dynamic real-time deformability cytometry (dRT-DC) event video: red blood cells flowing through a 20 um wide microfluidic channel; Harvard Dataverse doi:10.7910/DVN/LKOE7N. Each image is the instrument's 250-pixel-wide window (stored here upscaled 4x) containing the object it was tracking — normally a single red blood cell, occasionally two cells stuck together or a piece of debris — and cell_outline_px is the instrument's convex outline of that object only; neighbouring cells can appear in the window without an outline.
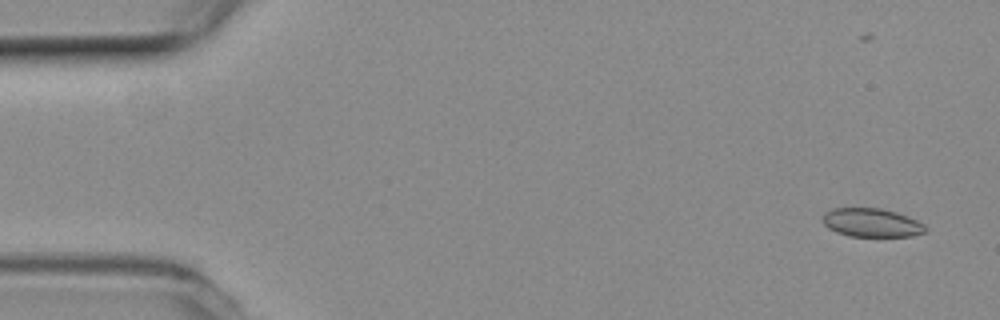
{"species": "common noctule bat (a hibernating species)", "species_latin": "Nyctalus noctula", "temperature_condition": "room temperature", "stored_images_in_passage": 58, "camera_frame_rate_fps": 3000, "um_per_image_px": 0.085, "animal": {"sex": "female", "body_mass_g": 19.3, "forearm_length_mm": 54.1}, "frame": {"image": 1, "passage_image": 6, "time_ms": 1.667, "image_size_px": [1000, 320], "cell_outline_px": [[928, 228], [924, 232], [912, 236], [848, 236], [836, 232], [828, 228], [820, 220], [824, 212], [832, 208], [880, 208], [896, 212], [908, 216], [924, 224]], "centroid_in_image_um": [74.05, 18.92], "position_along_channel_um": 11.0, "area_um2": 17.28}}
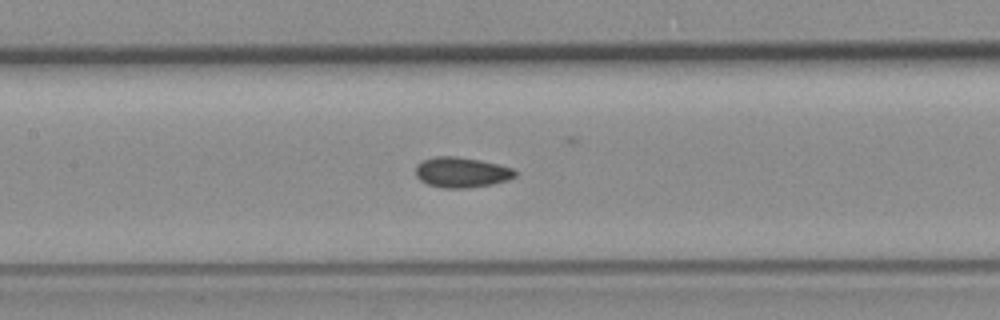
{"frame": {"image": 2, "passage_image": 28, "time_ms": 9.0, "image_size_px": [1000, 320], "cell_outline_px": [[516, 176], [508, 180], [492, 184], [468, 188], [444, 188], [428, 184], [420, 180], [416, 176], [416, 164], [424, 160], [436, 156], [456, 156], [480, 160], [500, 164], [516, 168]], "centroid_in_image_um": [39.27, 14.64], "position_along_channel_um": 168.1, "area_um2": 17.74}}
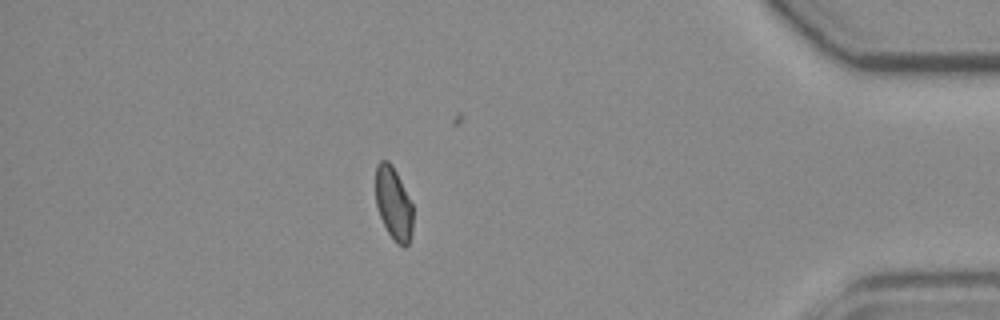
{"frame": {"image": 3, "passage_image": 50, "time_ms": 16.333, "image_size_px": [1000, 320], "cell_outline_px": [[412, 232], [408, 244], [404, 248], [396, 244], [388, 232], [380, 216], [376, 204], [376, 164], [380, 160], [388, 160], [392, 164], [412, 204]], "centroid_in_image_um": [33.44, 17.31], "position_along_channel_um": 401.8, "area_um2": 15.78}, "authors_computed_cell_mechanics": {"area_um2": 17.051, "velocity_mm_per_s": 3.8279, "shape_relaxation_time_tau1_ms": null, "shape_relaxation_time_tau2_ms": 2.4568, "deformation_change_tau1": null, "deformation_change_tau2": 0.0466}}